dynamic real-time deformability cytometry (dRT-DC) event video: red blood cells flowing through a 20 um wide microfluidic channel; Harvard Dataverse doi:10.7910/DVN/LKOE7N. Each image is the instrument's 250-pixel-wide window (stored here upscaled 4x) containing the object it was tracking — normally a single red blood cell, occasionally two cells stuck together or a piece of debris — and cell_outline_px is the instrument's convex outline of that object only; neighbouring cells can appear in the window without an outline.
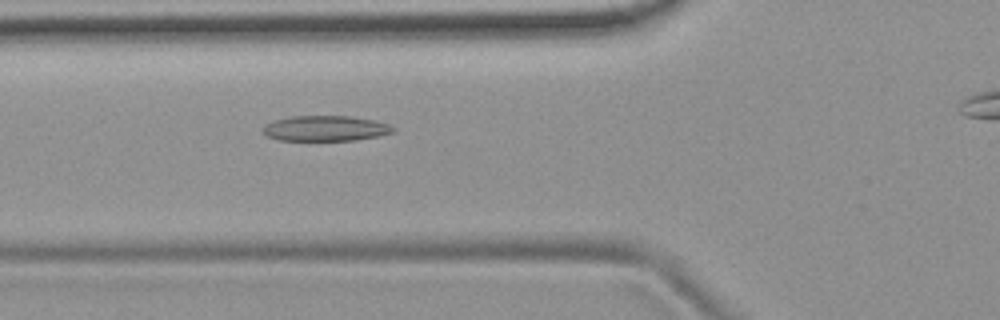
{"species": "common noctule bat (a hibernating species)", "species_latin": "Nyctalus noctula", "temperature_condition": "room temperature", "stored_images_in_passage": 33, "camera_frame_rate_fps": 3000, "um_per_image_px": 0.085, "animal": {"sex": "female", "body_mass_g": 19.9}, "frame": {"image": 1, "passage_image": 5, "time_ms": 1.333, "image_size_px": [1000, 320], "cell_outline_px": [[396, 132], [380, 136], [356, 140], [280, 140], [268, 136], [264, 132], [264, 124], [276, 120], [292, 116], [348, 116], [376, 120], [388, 124], [396, 128]], "centroid_in_image_um": [27.74, 10.91], "position_along_channel_um": 98.1, "area_um2": 19.25}}
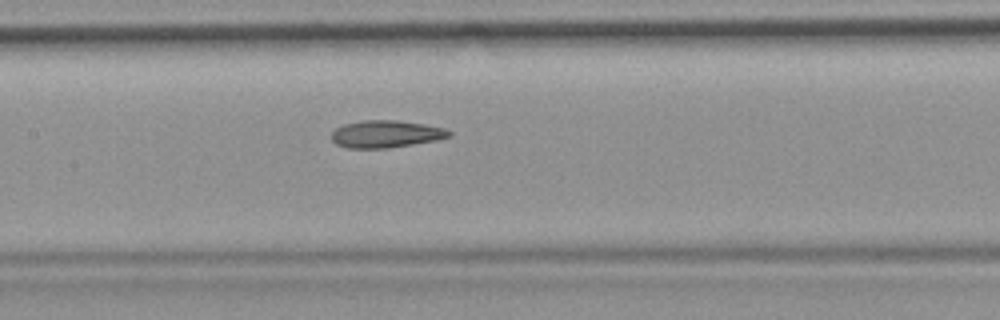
{"frame": {"image": 2, "passage_image": 11, "time_ms": 3.333, "image_size_px": [1000, 320], "cell_outline_px": [[452, 136], [436, 140], [388, 148], [348, 148], [336, 144], [332, 140], [332, 132], [336, 128], [344, 124], [360, 120], [396, 120], [424, 124], [444, 128], [452, 132]], "centroid_in_image_um": [32.8, 11.38], "position_along_channel_um": 174.6, "area_um2": 18.67}}
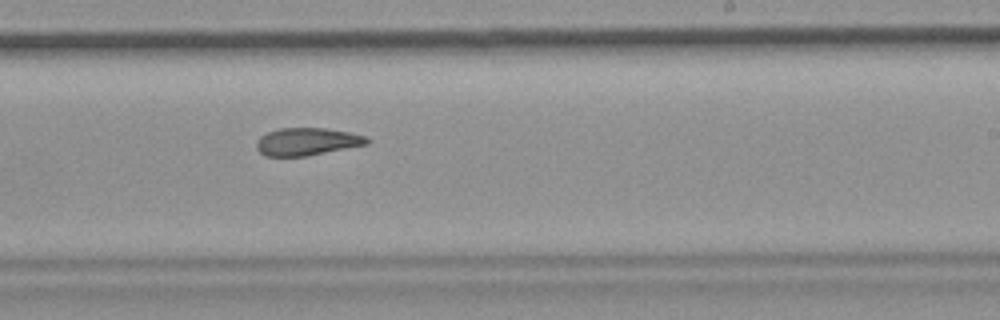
{"frame": {"image": 3, "passage_image": 18, "time_ms": 5.667, "image_size_px": [1000, 320], "cell_outline_px": [[372, 140], [368, 144], [308, 156], [264, 156], [256, 148], [256, 140], [260, 136], [268, 132], [280, 128], [324, 128], [348, 132], [364, 136]], "centroid_in_image_um": [26.08, 12.04], "position_along_channel_um": 262.9, "area_um2": 17.8}, "authors_computed_cell_mechanics": {"area_um2": 18.5538, "velocity_mm_per_s": 3.803, "shape_relaxation_time_tau1_ms": null, "shape_relaxation_time_tau2_ms": 3.2005, "deformation_change_tau1": null, "deformation_change_tau2": 0.1055}}